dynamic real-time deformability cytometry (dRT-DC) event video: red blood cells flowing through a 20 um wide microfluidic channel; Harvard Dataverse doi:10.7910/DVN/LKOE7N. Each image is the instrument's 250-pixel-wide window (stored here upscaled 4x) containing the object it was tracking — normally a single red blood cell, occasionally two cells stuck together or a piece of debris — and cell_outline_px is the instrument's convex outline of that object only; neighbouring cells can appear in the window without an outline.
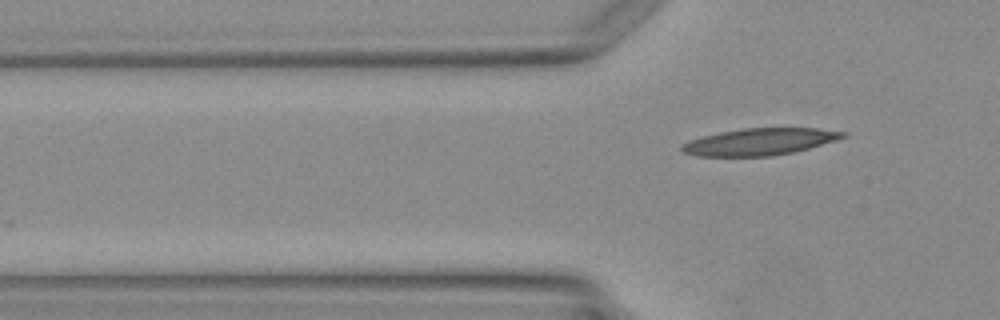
{"species": "Egyptian fruit bat (a non-hibernating species)", "species_latin": "Rousettus aegyptiacus", "temperature_condition": "warm", "stored_images_in_passage": 3, "camera_frame_rate_fps": 3000, "um_per_image_px": 0.085, "animal": {"sex": "female"}, "frame": {"image": 1, "passage_image": 3, "time_ms": 3.333, "image_size_px": [1000, 320], "cell_outline_px": [[848, 136], [836, 140], [808, 148], [792, 152], [772, 156], [696, 156], [684, 152], [680, 148], [680, 144], [688, 140], [720, 132], [740, 128], [816, 128], [848, 132]], "centroid_in_image_um": [64.56, 12.04], "position_along_channel_um": 61.2, "area_um2": 25.26}}